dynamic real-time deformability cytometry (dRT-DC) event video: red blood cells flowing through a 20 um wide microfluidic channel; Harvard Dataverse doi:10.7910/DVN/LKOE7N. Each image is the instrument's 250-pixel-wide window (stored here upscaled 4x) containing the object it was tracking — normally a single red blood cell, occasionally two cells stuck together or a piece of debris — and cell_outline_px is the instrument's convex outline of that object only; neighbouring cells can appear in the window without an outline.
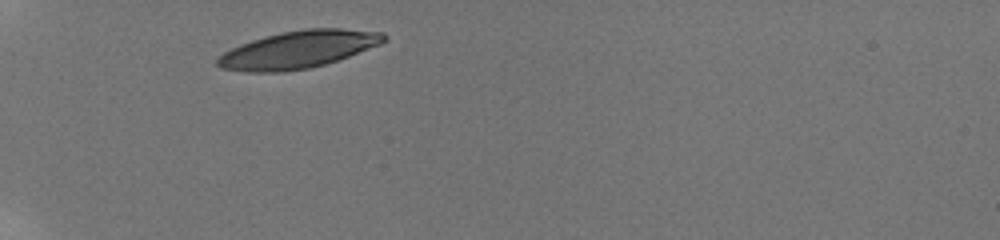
{"species": "human", "species_latin": "Homo sapiens", "temperature_condition": "room temperature", "stored_images_in_passage": 4, "camera_frame_rate_fps": 3000, "um_per_image_px": 0.085, "donor": {"sex": "male"}, "frame": {"image": 1, "passage_image": 1, "time_ms": 0.0, "image_size_px": [1000, 240], "cell_outline_px": [[388, 40], [380, 44], [348, 56], [324, 64], [308, 68], [284, 72], [248, 72], [220, 68], [216, 64], [216, 60], [224, 52], [240, 44], [264, 36], [280, 32], [304, 28], [344, 28], [384, 32], [388, 36]], "centroid_in_image_um": [25.37, 4.2], "position_along_channel_um": 59.6, "area_um2": 36.36}}
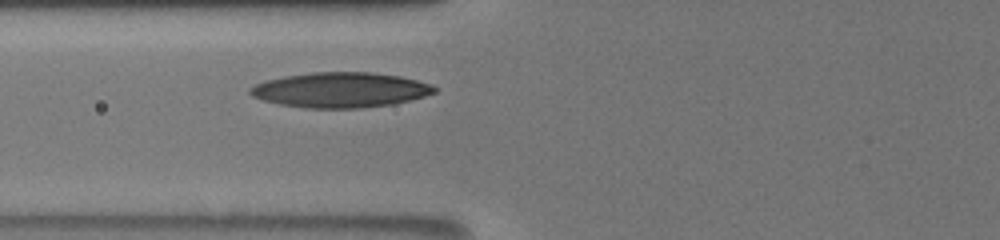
{"frame": {"image": 2, "passage_image": 4, "time_ms": 1.667, "image_size_px": [1000, 240], "cell_outline_px": [[436, 92], [424, 96], [392, 104], [360, 108], [304, 108], [280, 104], [264, 100], [252, 96], [248, 92], [248, 88], [256, 84], [268, 80], [284, 76], [312, 72], [372, 72], [400, 76], [432, 84], [436, 88]], "centroid_in_image_um": [28.93, 7.64], "position_along_channel_um": 96.9, "area_um2": 37.63}}